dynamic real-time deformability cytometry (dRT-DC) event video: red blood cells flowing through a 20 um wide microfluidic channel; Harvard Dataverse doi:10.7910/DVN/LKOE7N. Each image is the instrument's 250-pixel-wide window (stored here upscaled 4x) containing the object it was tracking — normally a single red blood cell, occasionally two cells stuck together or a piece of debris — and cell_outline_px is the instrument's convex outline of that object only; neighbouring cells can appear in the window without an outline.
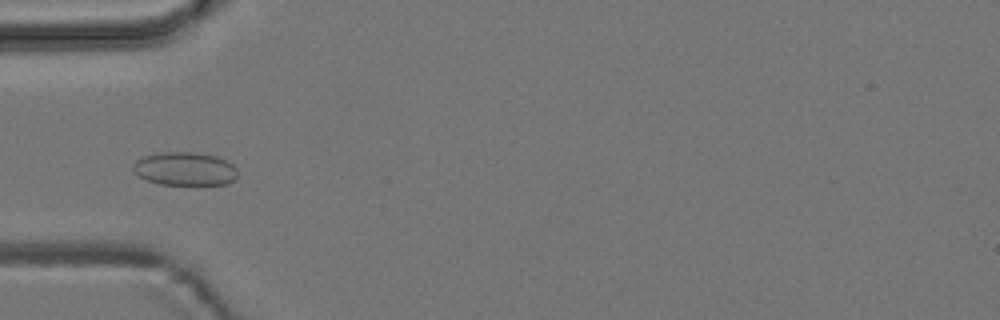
{"species": "common noctule bat (a hibernating species)", "species_latin": "Nyctalus noctula", "temperature_condition": "room temperature", "stored_images_in_passage": 5, "camera_frame_rate_fps": 3000, "um_per_image_px": 0.085, "animal": {"sex": "male", "body_mass_g": 19.2, "forearm_length_mm": 51.8}, "frame": {"image": 1, "passage_image": 2, "time_ms": 1.0, "image_size_px": [1000, 320], "cell_outline_px": [[236, 180], [228, 184], [196, 188], [192, 188], [160, 184], [148, 180], [132, 172], [132, 164], [136, 160], [144, 156], [160, 152], [192, 152], [216, 156], [232, 164], [236, 168]], "centroid_in_image_um": [15.73, 14.41], "position_along_channel_um": 69.3, "area_um2": 21.33}}
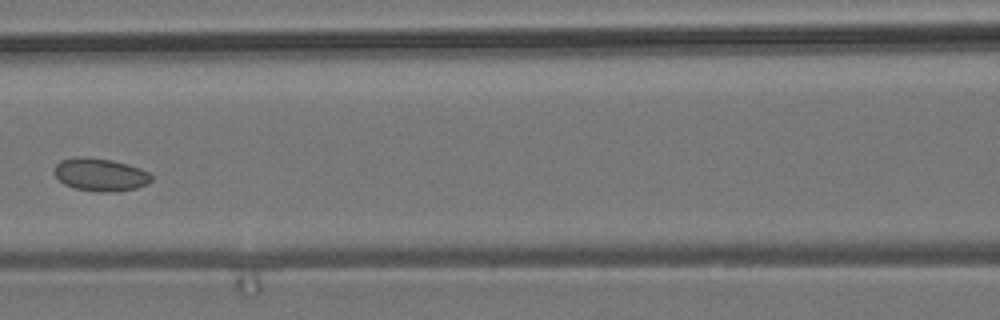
{"frame": {"image": 2, "passage_image": 4, "time_ms": 3.333, "image_size_px": [1000, 320], "cell_outline_px": [[152, 180], [148, 184], [136, 188], [108, 192], [100, 192], [76, 188], [64, 184], [52, 172], [56, 164], [60, 160], [76, 156], [84, 156], [112, 160], [128, 164], [140, 168], [148, 172], [152, 176]], "centroid_in_image_um": [8.51, 14.83], "position_along_channel_um": 158.1, "area_um2": 18.67}}
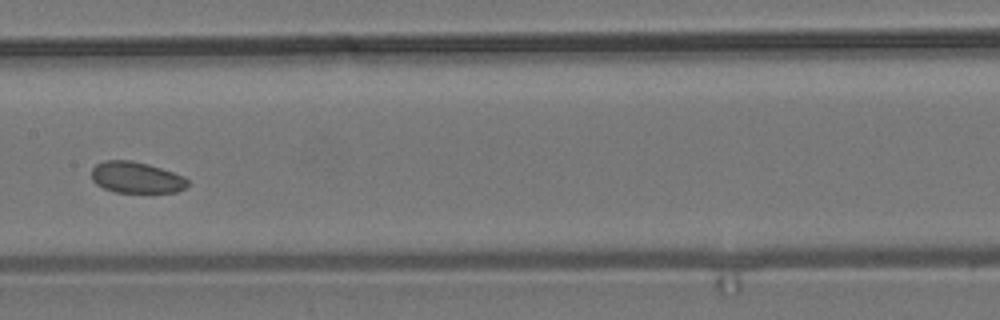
{"frame": {"image": 3, "passage_image": 5, "time_ms": 4.333, "image_size_px": [1000, 320], "cell_outline_px": [[188, 184], [184, 188], [176, 192], [116, 192], [104, 188], [96, 184], [92, 180], [92, 168], [96, 164], [104, 160], [132, 160], [148, 164], [184, 176], [188, 180]], "centroid_in_image_um": [11.57, 15.08], "position_along_channel_um": 195.8, "area_um2": 17.46}}